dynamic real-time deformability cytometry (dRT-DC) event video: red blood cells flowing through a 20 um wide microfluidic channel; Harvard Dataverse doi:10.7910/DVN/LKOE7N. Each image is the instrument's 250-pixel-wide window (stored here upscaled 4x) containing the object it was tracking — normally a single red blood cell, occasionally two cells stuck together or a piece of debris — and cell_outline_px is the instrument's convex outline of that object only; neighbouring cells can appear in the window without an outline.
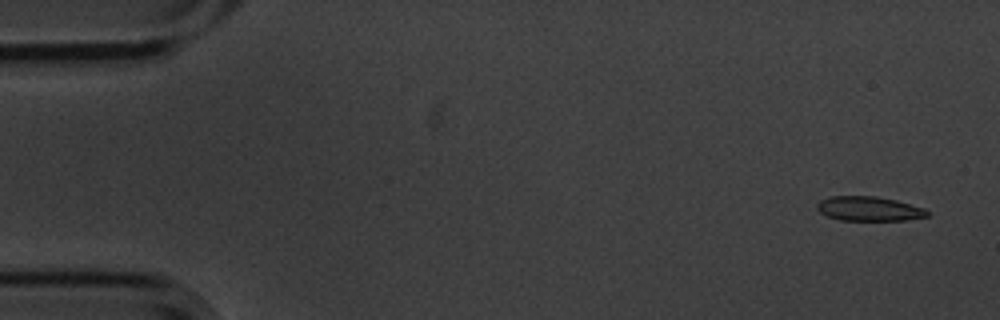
{"species": "common noctule bat (a hibernating species)", "species_latin": "Nyctalus noctula", "temperature_condition": "cold", "stored_images_in_passage": 6, "camera_frame_rate_fps": 3000, "um_per_image_px": 0.085, "animal": {"sex": "male", "body_mass_g": 20.1, "forearm_length_mm": 53.5}, "frame": {"image": 1, "passage_image": 1, "time_ms": 0.0, "image_size_px": [1000, 320], "cell_outline_px": [[928, 216], [904, 220], [840, 220], [828, 216], [820, 212], [816, 208], [816, 204], [820, 200], [832, 196], [876, 196], [896, 200], [924, 208], [928, 212]], "centroid_in_image_um": [73.84, 17.74], "position_along_channel_um": 11.2, "area_um2": 15.61}}
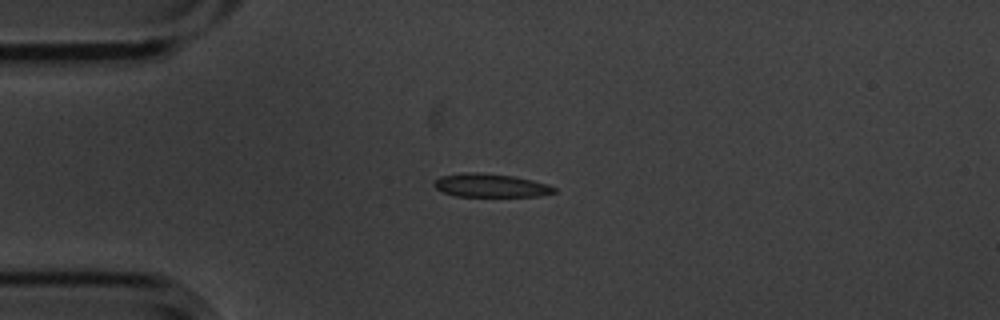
{"frame": {"image": 2, "passage_image": 4, "time_ms": 1.0, "image_size_px": [1000, 320], "cell_outline_px": [[556, 192], [540, 196], [456, 196], [444, 192], [436, 188], [432, 184], [440, 176], [464, 172], [476, 172], [512, 176], [532, 180], [548, 184], [556, 188]], "centroid_in_image_um": [41.7, 15.76], "position_along_channel_um": 43.3, "area_um2": 16.3}}
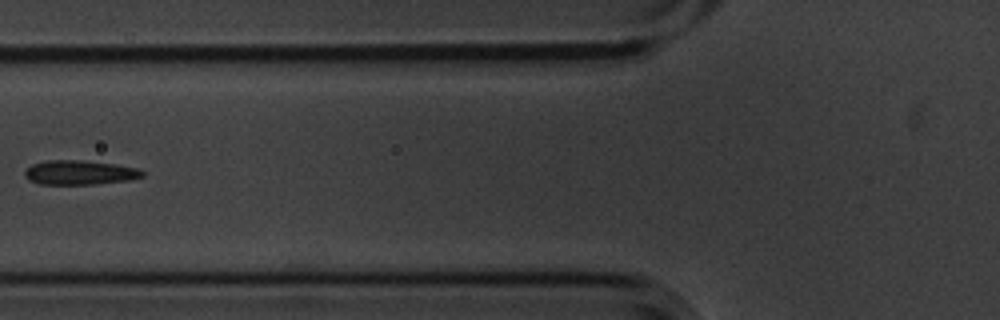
{"frame": {"image": 3, "passage_image": 6, "time_ms": 1.667, "image_size_px": [1000, 320], "cell_outline_px": [[144, 176], [132, 180], [96, 184], [40, 184], [28, 180], [24, 176], [24, 172], [32, 164], [48, 160], [80, 160], [116, 164], [140, 168], [144, 172]], "centroid_in_image_um": [6.81, 14.67], "position_along_channel_um": 119.0, "area_um2": 16.88}}